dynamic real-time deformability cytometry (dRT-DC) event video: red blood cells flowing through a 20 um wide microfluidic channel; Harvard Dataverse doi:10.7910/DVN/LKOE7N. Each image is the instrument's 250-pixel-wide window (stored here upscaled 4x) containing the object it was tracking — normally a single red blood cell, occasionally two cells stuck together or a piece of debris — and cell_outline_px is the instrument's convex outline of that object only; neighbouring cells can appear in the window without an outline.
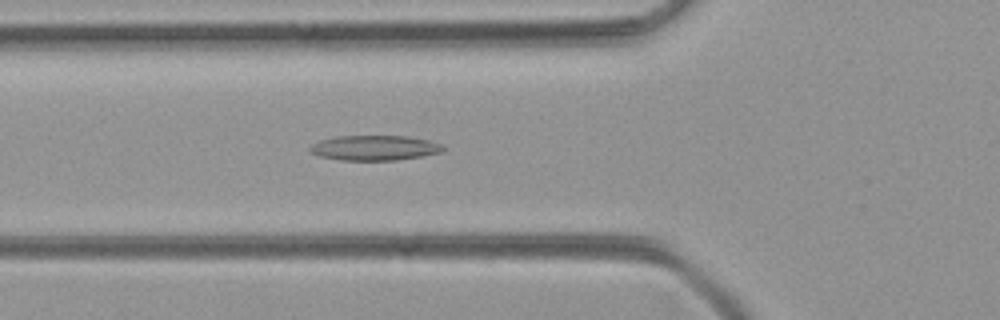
{"species": "common noctule bat (a hibernating species)", "species_latin": "Nyctalus noctula", "temperature_condition": "room temperature", "stored_images_in_passage": 50, "camera_frame_rate_fps": 3000, "um_per_image_px": 0.085, "animal": {"sex": "female", "body_mass_g": 21.9}, "frame": {"image": 1, "passage_image": 17, "time_ms": 5.333, "image_size_px": [1000, 320], "cell_outline_px": [[444, 148], [440, 152], [420, 156], [396, 160], [340, 160], [320, 156], [308, 152], [308, 148], [312, 144], [320, 140], [336, 136], [408, 136], [428, 140], [444, 144]], "centroid_in_image_um": [31.8, 12.56], "position_along_channel_um": 94.0, "area_um2": 19.42}}
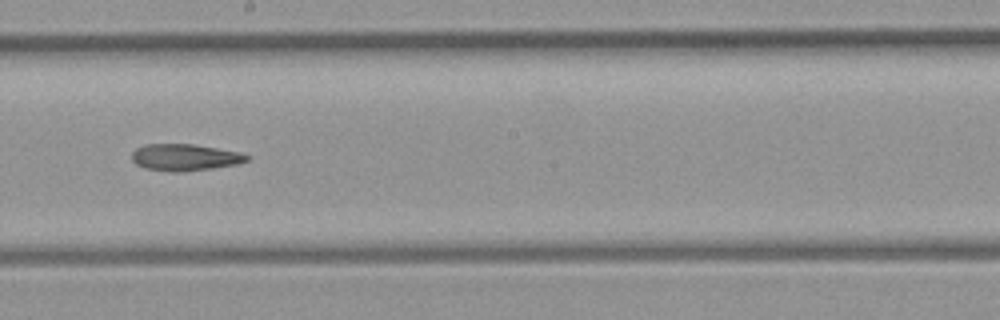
{"frame": {"image": 2, "passage_image": 27, "time_ms": 8.667, "image_size_px": [1000, 320], "cell_outline_px": [[248, 160], [236, 164], [212, 168], [180, 172], [172, 172], [144, 168], [136, 164], [132, 160], [132, 152], [136, 148], [144, 144], [192, 144], [240, 152], [248, 156]], "centroid_in_image_um": [15.66, 13.37], "position_along_channel_um": 232.5, "area_um2": 17.8}}
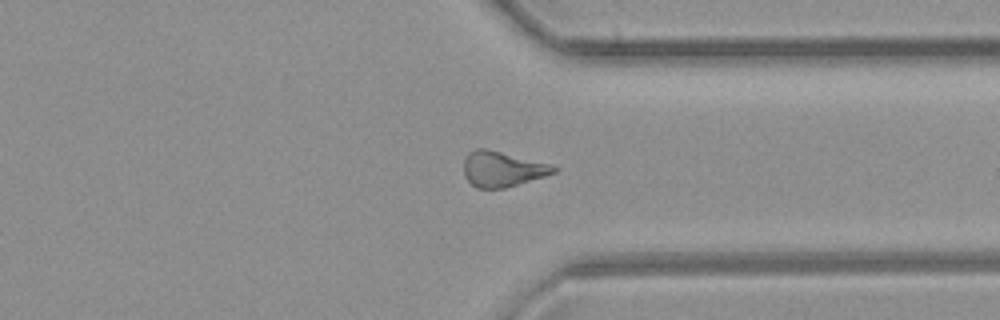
{"frame": {"image": 3, "passage_image": 37, "time_ms": 12.0, "image_size_px": [1000, 320], "cell_outline_px": [[560, 168], [556, 172], [544, 176], [504, 188], [476, 188], [464, 176], [464, 160], [468, 152], [476, 148], [484, 148], [552, 164]], "centroid_in_image_um": [42.7, 14.36], "position_along_channel_um": 368.7, "area_um2": 18.44}}